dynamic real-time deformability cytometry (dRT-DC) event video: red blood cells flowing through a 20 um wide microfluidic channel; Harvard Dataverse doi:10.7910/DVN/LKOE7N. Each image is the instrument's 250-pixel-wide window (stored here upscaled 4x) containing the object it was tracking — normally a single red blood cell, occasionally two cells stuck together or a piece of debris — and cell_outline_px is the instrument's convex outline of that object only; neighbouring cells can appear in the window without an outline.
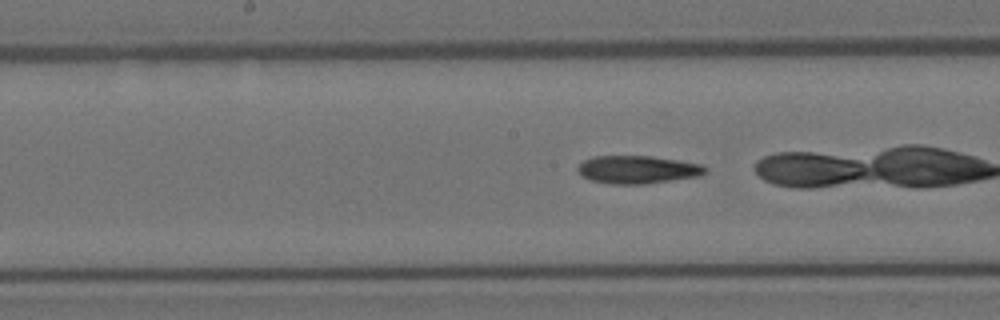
{"species": "Egyptian fruit bat (a non-hibernating species)", "species_latin": "Rousettus aegyptiacus", "temperature_condition": "room temperature", "stored_images_in_passage": 49, "camera_frame_rate_fps": 3000, "um_per_image_px": 0.085, "animal": {"sex": "female"}, "frame": {"image": 1, "passage_image": 26, "time_ms": 8.333, "image_size_px": [1000, 320], "cell_outline_px": [[708, 172], [700, 176], [644, 184], [612, 184], [592, 180], [580, 176], [576, 168], [584, 160], [592, 156], [652, 156], [700, 164], [708, 168]], "centroid_in_image_um": [54.18, 14.41], "position_along_channel_um": 194.0, "area_um2": 20.81}}